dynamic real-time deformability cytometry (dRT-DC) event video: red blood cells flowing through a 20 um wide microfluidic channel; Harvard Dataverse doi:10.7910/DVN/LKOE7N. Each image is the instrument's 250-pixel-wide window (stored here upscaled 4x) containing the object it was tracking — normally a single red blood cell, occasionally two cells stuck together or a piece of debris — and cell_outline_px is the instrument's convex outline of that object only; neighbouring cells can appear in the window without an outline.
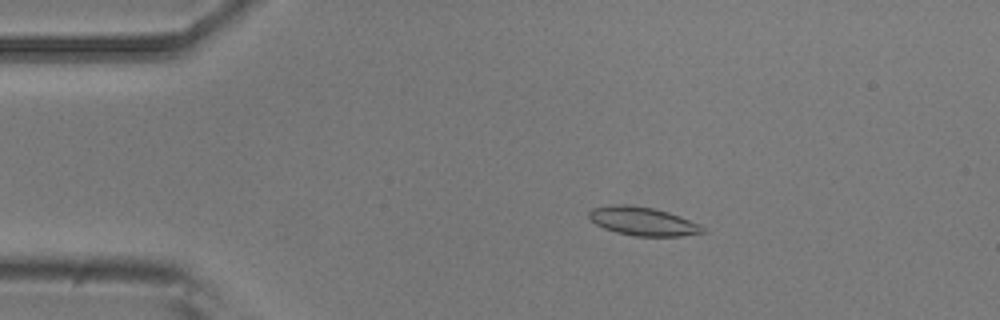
{"species": "common noctule bat (a hibernating species)", "species_latin": "Nyctalus noctula", "temperature_condition": "room temperature", "stored_images_in_passage": 51, "camera_frame_rate_fps": 3000, "um_per_image_px": 0.085, "animal": {"sex": "male", "body_mass_g": 20.5, "forearm_length_mm": 52.5}, "frame": {"image": 1, "passage_image": 9, "time_ms": 2.667, "image_size_px": [1000, 320], "cell_outline_px": [[704, 232], [680, 236], [636, 236], [616, 232], [604, 228], [596, 224], [588, 216], [588, 212], [592, 208], [616, 204], [628, 204], [652, 208], [668, 212], [680, 216], [700, 224], [704, 228]], "centroid_in_image_um": [54.63, 18.8], "position_along_channel_um": 30.4, "area_um2": 18.79}}
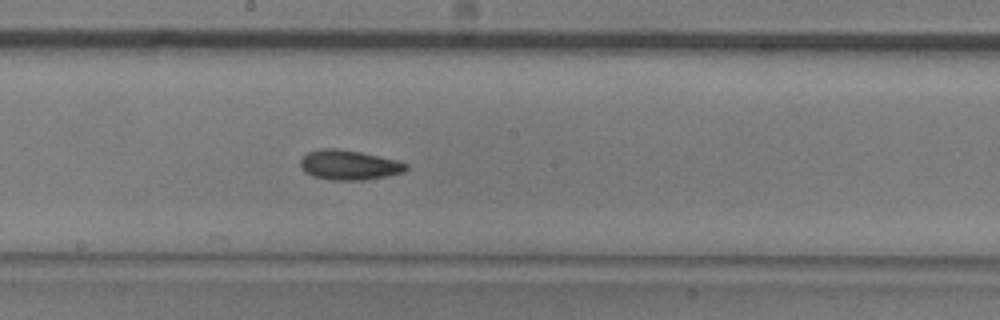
{"frame": {"image": 2, "passage_image": 27, "time_ms": 8.667, "image_size_px": [1000, 320], "cell_outline_px": [[408, 168], [404, 172], [388, 176], [364, 180], [332, 180], [312, 176], [304, 172], [300, 168], [300, 160], [308, 152], [324, 148], [332, 148], [360, 152], [396, 160], [408, 164]], "centroid_in_image_um": [29.66, 14.04], "position_along_channel_um": 218.5, "area_um2": 18.32}}
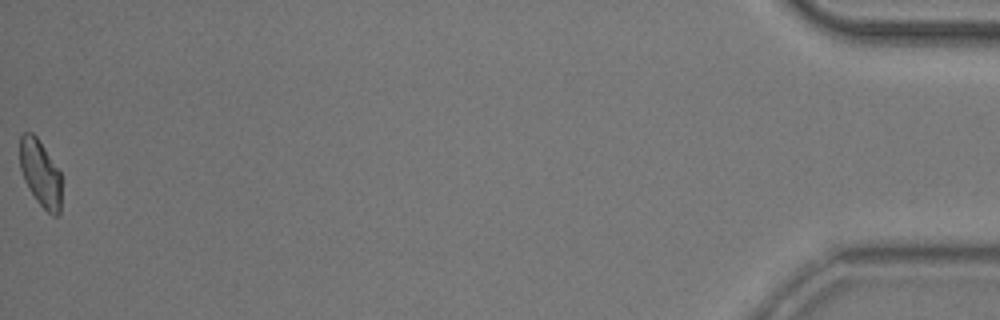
{"frame": {"image": 3, "passage_image": 51, "time_ms": 16.667, "image_size_px": [1000, 320], "cell_outline_px": [[60, 212], [56, 216], [52, 216], [36, 200], [28, 188], [24, 180], [20, 168], [20, 136], [24, 132], [32, 132], [36, 136], [60, 172]], "centroid_in_image_um": [3.41, 14.73], "position_along_channel_um": 431.8, "area_um2": 15.95}, "authors_computed_cell_mechanics": {"area_um2": 17.5134, "velocity_mm_per_s": 3.9375, "shape_relaxation_time_tau1_ms": 5.7824, "shape_relaxation_time_tau2_ms": 4.9816, "deformation_change_tau1": 0.1258, "deformation_change_tau2": 0.1061}}